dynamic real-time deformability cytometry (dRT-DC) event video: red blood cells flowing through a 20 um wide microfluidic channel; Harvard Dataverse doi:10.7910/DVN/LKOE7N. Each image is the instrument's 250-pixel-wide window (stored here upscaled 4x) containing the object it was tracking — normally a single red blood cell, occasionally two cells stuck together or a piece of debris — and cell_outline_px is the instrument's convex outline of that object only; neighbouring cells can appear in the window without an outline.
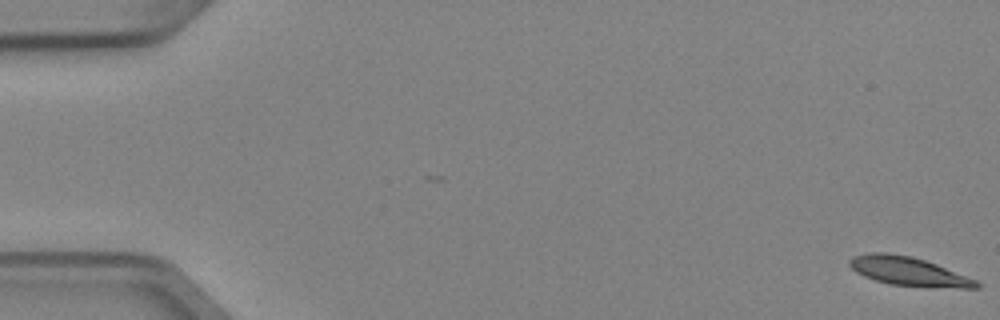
{"species": "Egyptian fruit bat (a non-hibernating species)", "species_latin": "Rousettus aegyptiacus", "temperature_condition": "cold", "stored_images_in_passage": 6, "camera_frame_rate_fps": 3000, "um_per_image_px": 0.085, "animal": {"sex": "female"}, "frame": {"image": 1, "passage_image": 1, "time_ms": 0.0, "image_size_px": [1000, 320], "cell_outline_px": [[980, 288], [960, 288], [888, 284], [864, 276], [856, 272], [848, 264], [848, 260], [852, 256], [872, 252], [888, 252], [912, 256], [936, 264], [976, 280], [980, 284]], "centroid_in_image_um": [77.18, 23.05], "position_along_channel_um": 7.8, "area_um2": 21.1}}
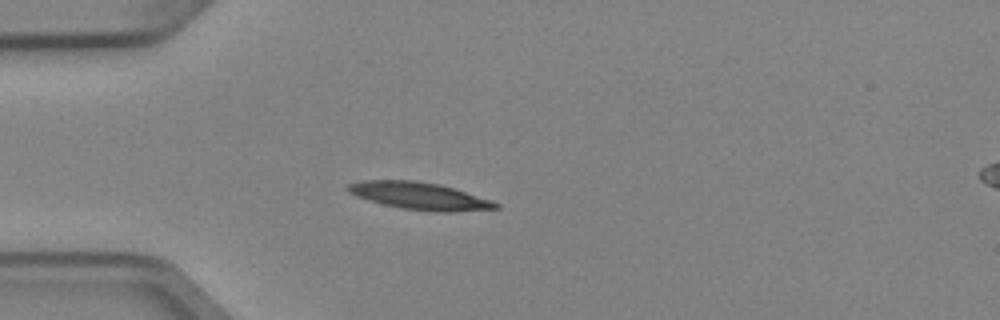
{"frame": {"image": 2, "passage_image": 5, "time_ms": 1.333, "image_size_px": [1000, 320], "cell_outline_px": [[500, 208], [452, 212], [432, 212], [400, 208], [368, 200], [356, 196], [348, 192], [344, 188], [348, 184], [360, 180], [416, 180], [440, 184], [492, 200], [500, 204]], "centroid_in_image_um": [35.64, 16.65], "position_along_channel_um": 49.4, "area_um2": 23.7}}